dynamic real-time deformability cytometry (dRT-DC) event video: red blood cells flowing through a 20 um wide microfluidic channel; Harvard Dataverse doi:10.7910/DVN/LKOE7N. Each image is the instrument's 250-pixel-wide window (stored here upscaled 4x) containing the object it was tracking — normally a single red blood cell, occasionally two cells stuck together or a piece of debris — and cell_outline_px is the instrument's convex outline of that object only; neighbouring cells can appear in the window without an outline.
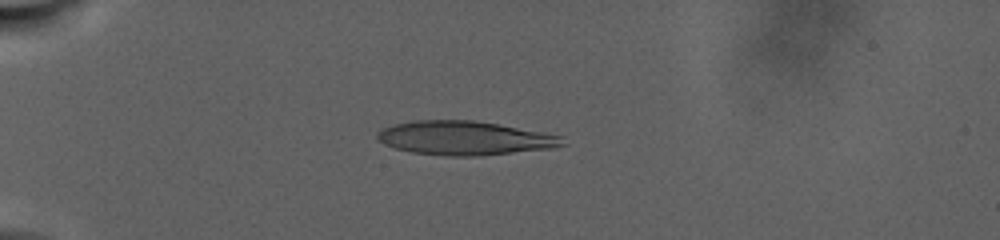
{"species": "human", "species_latin": "Homo sapiens", "temperature_condition": "warm", "stored_images_in_passage": 68, "camera_frame_rate_fps": 3000, "um_per_image_px": 0.085, "donor": {"sex": "male"}, "frame": {"image": 1, "passage_image": 21, "time_ms": 9.333, "image_size_px": [1000, 240], "cell_outline_px": [[568, 144], [552, 148], [480, 156], [444, 156], [412, 152], [396, 148], [384, 144], [376, 140], [376, 132], [380, 128], [412, 120], [476, 120], [500, 124], [564, 136]], "centroid_in_image_um": [39.51, 11.73], "position_along_channel_um": 45.5, "area_um2": 37.11}}
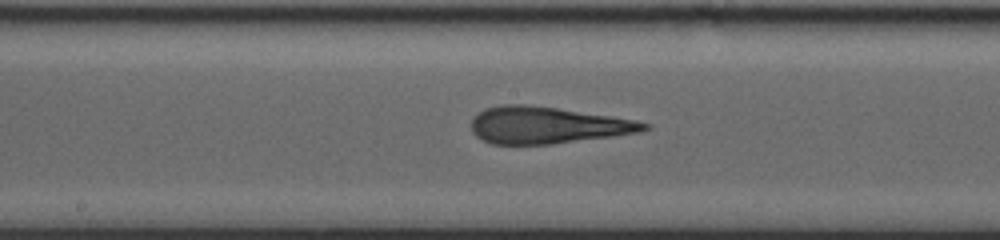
{"frame": {"image": 2, "passage_image": 39, "time_ms": 18.667, "image_size_px": [1000, 240], "cell_outline_px": [[652, 128], [640, 132], [612, 136], [552, 144], [492, 144], [476, 136], [472, 132], [472, 120], [484, 108], [500, 104], [524, 104], [556, 108], [612, 116], [636, 120], [652, 124]], "centroid_in_image_um": [46.54, 10.64], "position_along_channel_um": 201.7, "area_um2": 36.99}}
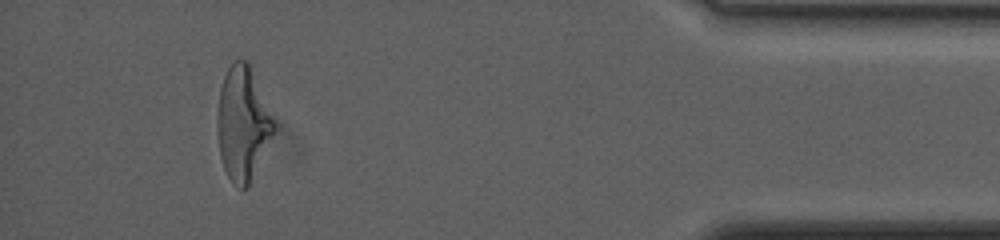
{"frame": {"image": 3, "passage_image": 62, "time_ms": 30.667, "image_size_px": [1000, 240], "cell_outline_px": [[276, 124], [248, 188], [240, 188], [232, 184], [224, 168], [220, 156], [216, 132], [216, 120], [220, 88], [224, 76], [232, 60], [248, 60]], "centroid_in_image_um": [20.59, 10.48], "position_along_channel_um": 414.6, "area_um2": 37.34}, "authors_computed_cell_mechanics": {"area_um2": 37.1076, "velocity_mm_per_s": 2.1692, "shape_relaxation_time_tau1_ms": null, "shape_relaxation_time_tau2_ms": 2.1812, "deformation_change_tau1": null, "deformation_change_tau2": 0.1166}}